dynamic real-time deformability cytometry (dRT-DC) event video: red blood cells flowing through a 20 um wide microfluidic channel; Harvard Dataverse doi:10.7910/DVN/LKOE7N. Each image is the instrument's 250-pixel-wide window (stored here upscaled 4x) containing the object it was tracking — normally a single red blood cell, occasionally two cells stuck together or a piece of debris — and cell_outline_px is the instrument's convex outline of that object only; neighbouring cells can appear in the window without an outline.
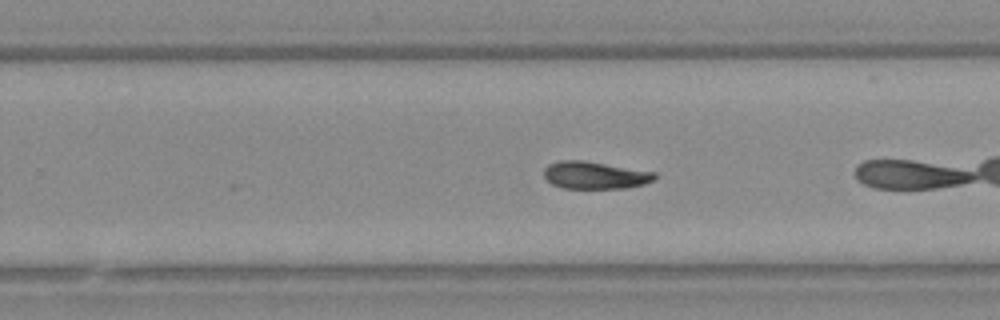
{"species": "Egyptian fruit bat (a non-hibernating species)", "species_latin": "Rousettus aegyptiacus", "temperature_condition": "warm", "stored_images_in_passage": 36, "camera_frame_rate_fps": 3000, "um_per_image_px": 0.085, "animal": {"sex": "female"}, "frame": {"image": 1, "passage_image": 16, "time_ms": 5.0, "image_size_px": [1000, 320], "cell_outline_px": [[656, 176], [652, 180], [644, 184], [624, 188], [564, 188], [552, 184], [544, 176], [544, 168], [548, 164], [560, 160], [580, 160], [656, 172]], "centroid_in_image_um": [50.54, 14.89], "position_along_channel_um": 279.3, "area_um2": 17.46}}